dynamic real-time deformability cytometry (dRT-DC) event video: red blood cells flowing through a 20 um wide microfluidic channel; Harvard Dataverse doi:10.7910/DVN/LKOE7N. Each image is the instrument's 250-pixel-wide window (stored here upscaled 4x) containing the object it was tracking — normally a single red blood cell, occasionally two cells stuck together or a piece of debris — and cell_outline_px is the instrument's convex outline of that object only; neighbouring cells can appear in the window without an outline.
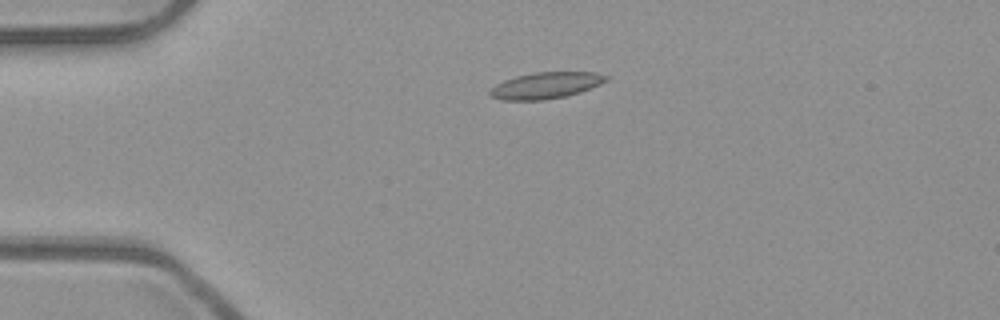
{"species": "common noctule bat (a hibernating species)", "species_latin": "Nyctalus noctula", "temperature_condition": "room temperature", "stored_images_in_passage": 35, "camera_frame_rate_fps": 3000, "um_per_image_px": 0.085, "animal": {"sex": "male", "body_mass_g": 23.1, "forearm_length_mm": 52.7}, "frame": {"image": 1, "passage_image": 1, "time_ms": 0.0, "image_size_px": [1000, 320], "cell_outline_px": [[608, 80], [600, 84], [580, 92], [564, 96], [544, 100], [504, 100], [492, 96], [488, 92], [496, 84], [504, 80], [516, 76], [536, 72], [596, 72], [608, 76]], "centroid_in_image_um": [46.41, 7.25], "position_along_channel_um": 38.6, "area_um2": 17.69}}
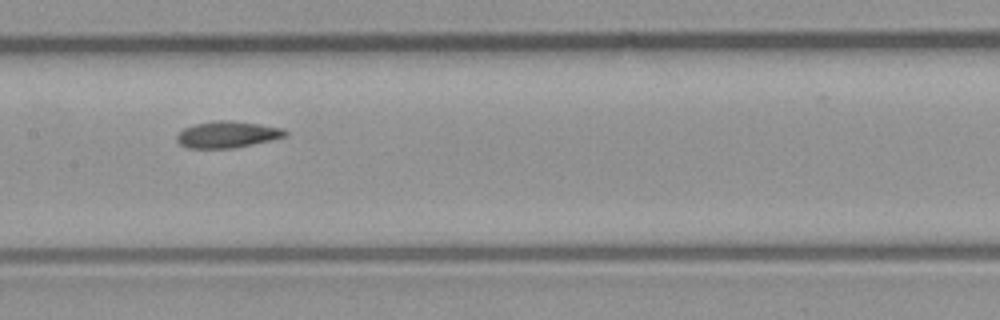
{"frame": {"image": 2, "passage_image": 15, "time_ms": 4.667, "image_size_px": [1000, 320], "cell_outline_px": [[288, 136], [252, 144], [232, 148], [188, 148], [180, 144], [176, 140], [176, 136], [184, 128], [196, 124], [212, 120], [228, 120], [284, 128], [288, 132]], "centroid_in_image_um": [19.32, 11.43], "position_along_channel_um": 188.1, "area_um2": 16.65}}
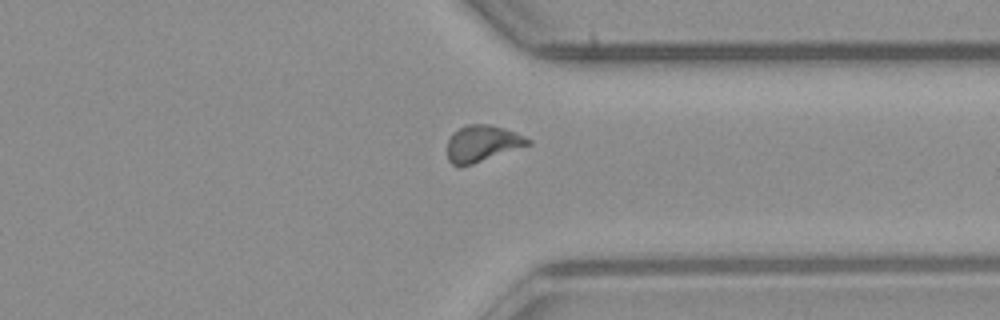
{"frame": {"image": 3, "passage_image": 29, "time_ms": 9.333, "image_size_px": [1000, 320], "cell_outline_px": [[532, 144], [460, 168], [452, 164], [448, 160], [448, 140], [452, 132], [468, 124], [488, 124], [504, 128], [524, 136], [532, 140]], "centroid_in_image_um": [40.98, 12.21], "position_along_channel_um": 370.4, "area_um2": 17.17}, "authors_computed_cell_mechanics": {"area_um2": 16.6464, "velocity_mm_per_s": 3.9381, "shape_relaxation_time_tau1_ms": null, "shape_relaxation_time_tau2_ms": 2.4197, "deformation_change_tau1": null, "deformation_change_tau2": 0.0693}}